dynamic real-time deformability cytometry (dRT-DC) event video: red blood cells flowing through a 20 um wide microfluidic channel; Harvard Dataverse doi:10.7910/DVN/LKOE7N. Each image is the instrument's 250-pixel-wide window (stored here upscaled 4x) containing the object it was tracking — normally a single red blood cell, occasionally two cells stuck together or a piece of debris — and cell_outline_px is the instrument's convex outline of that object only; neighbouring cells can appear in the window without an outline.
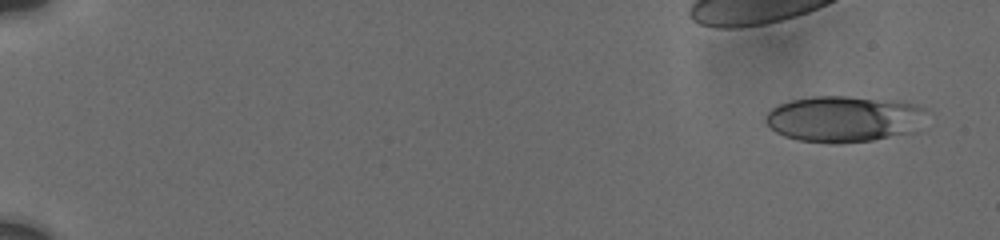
{"species": "human", "species_latin": "Homo sapiens", "temperature_condition": "cold", "stored_images_in_passage": 49, "camera_frame_rate_fps": 3000, "um_per_image_px": 0.085, "donor": {"sex": "male"}, "frame": {"image": 1, "passage_image": 1, "time_ms": 0.0, "image_size_px": [1000, 240], "cell_outline_px": [[924, 108], [912, 132], [872, 140], [840, 144], [832, 144], [796, 140], [784, 136], [776, 132], [764, 120], [764, 116], [772, 108], [780, 104], [792, 100], [812, 96], [848, 96], [904, 100], [916, 104]], "centroid_in_image_um": [71.66, 10.1], "position_along_channel_um": 13.3, "area_um2": 43.23}}
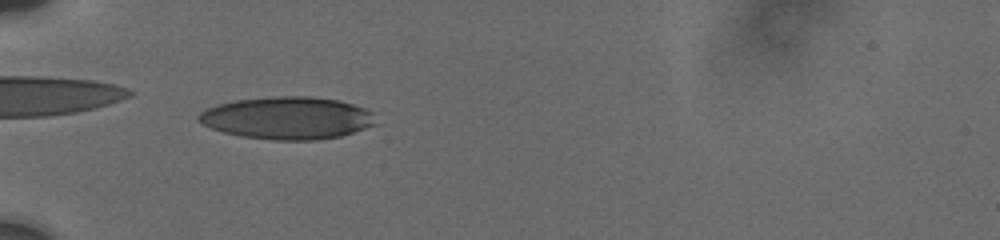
{"frame": {"image": 2, "passage_image": 37, "time_ms": 5.667, "image_size_px": [1000, 240], "cell_outline_px": [[376, 124], [340, 136], [316, 140], [276, 140], [244, 136], [224, 132], [200, 124], [196, 120], [196, 116], [200, 112], [216, 104], [236, 100], [276, 96], [308, 96], [340, 100], [364, 108], [372, 112]], "centroid_in_image_um": [24.39, 10.02], "position_along_channel_um": 60.6, "area_um2": 43.7}}
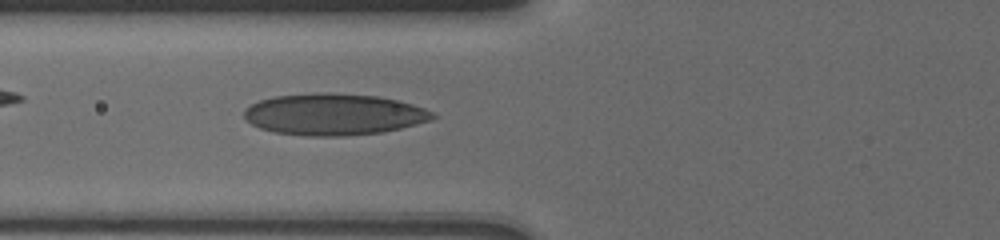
{"frame": {"image": 3, "passage_image": 46, "time_ms": 7.0, "image_size_px": [1000, 240], "cell_outline_px": [[436, 116], [428, 120], [416, 124], [400, 128], [380, 132], [344, 136], [308, 136], [272, 132], [260, 128], [252, 124], [244, 116], [244, 108], [260, 100], [272, 96], [316, 92], [328, 92], [380, 96], [400, 100], [424, 108], [432, 112]], "centroid_in_image_um": [28.34, 9.71], "position_along_channel_um": 97.5, "area_um2": 45.78}}